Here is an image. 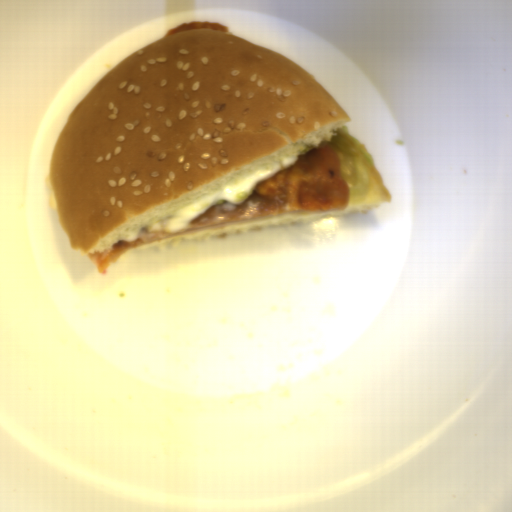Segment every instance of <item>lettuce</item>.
<instances>
[{"mask_svg": "<svg viewBox=\"0 0 512 512\" xmlns=\"http://www.w3.org/2000/svg\"><path fill=\"white\" fill-rule=\"evenodd\" d=\"M329 143L339 156L340 169L345 177L350 198L348 204L363 205L371 199L374 158L368 147L359 142L349 127L342 125Z\"/></svg>", "mask_w": 512, "mask_h": 512, "instance_id": "1", "label": "lettuce"}]
</instances>
